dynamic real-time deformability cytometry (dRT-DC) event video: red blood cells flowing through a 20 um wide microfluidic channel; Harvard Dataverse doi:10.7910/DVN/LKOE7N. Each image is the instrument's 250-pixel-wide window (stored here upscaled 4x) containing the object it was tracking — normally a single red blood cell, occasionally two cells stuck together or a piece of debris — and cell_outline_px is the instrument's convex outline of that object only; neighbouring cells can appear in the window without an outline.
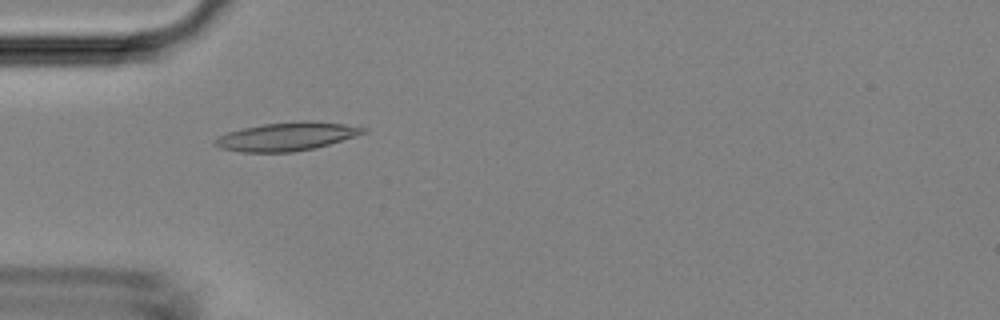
{"species": "Egyptian fruit bat (a non-hibernating species)", "species_latin": "Rousettus aegyptiacus", "temperature_condition": "room temperature", "stored_images_in_passage": 48, "camera_frame_rate_fps": 3000, "um_per_image_px": 0.085, "animal": {"sex": "female"}, "frame": {"image": 1, "passage_image": 15, "time_ms": 4.667, "image_size_px": [1000, 320], "cell_outline_px": [[368, 132], [356, 136], [316, 148], [292, 152], [240, 152], [220, 148], [212, 144], [212, 140], [216, 136], [228, 132], [244, 128], [264, 124], [304, 120], [312, 120], [344, 124], [368, 128]], "centroid_in_image_um": [24.36, 11.6], "position_along_channel_um": 60.6, "area_um2": 24.8}}
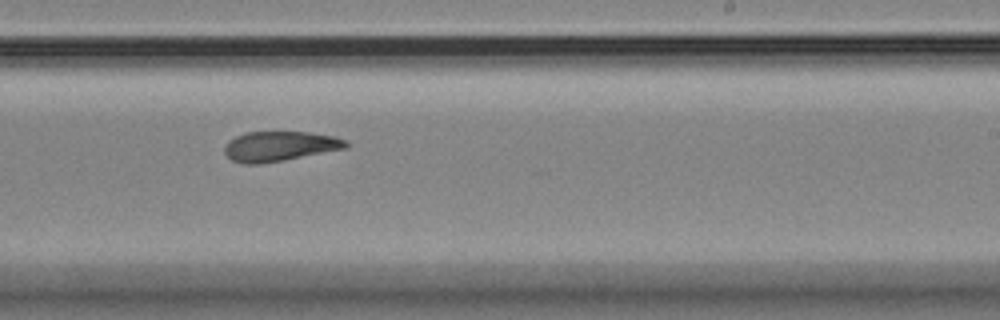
{"frame": {"image": 2, "passage_image": 30, "time_ms": 9.667, "image_size_px": [1000, 320], "cell_outline_px": [[348, 148], [284, 160], [260, 164], [244, 164], [232, 160], [224, 152], [224, 148], [228, 140], [244, 132], [308, 132], [336, 136], [344, 140], [348, 144]], "centroid_in_image_um": [23.76, 12.43], "position_along_channel_um": 265.2, "area_um2": 21.21}}
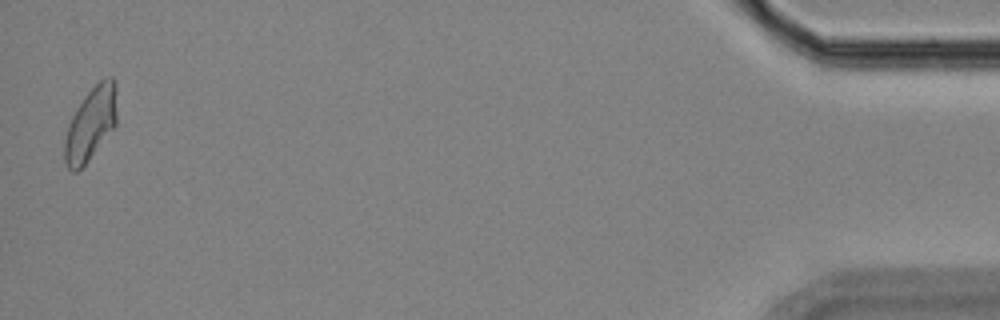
{"frame": {"image": 3, "passage_image": 48, "time_ms": 15.667, "image_size_px": [1000, 320], "cell_outline_px": [[116, 124], [88, 160], [76, 172], [72, 172], [64, 164], [64, 140], [68, 124], [72, 116], [84, 96], [104, 76], [112, 76], [116, 88]], "centroid_in_image_um": [7.69, 10.52], "position_along_channel_um": 427.5, "area_um2": 22.14}}